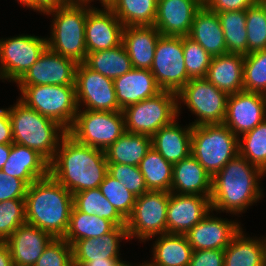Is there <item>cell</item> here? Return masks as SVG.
<instances>
[{"instance_id": "6da1fadb", "label": "cell", "mask_w": 266, "mask_h": 266, "mask_svg": "<svg viewBox=\"0 0 266 266\" xmlns=\"http://www.w3.org/2000/svg\"><path fill=\"white\" fill-rule=\"evenodd\" d=\"M258 167L239 154L212 177L211 208L240 216L247 208L264 197L261 179L265 177Z\"/></svg>"}, {"instance_id": "7a4b0ae2", "label": "cell", "mask_w": 266, "mask_h": 266, "mask_svg": "<svg viewBox=\"0 0 266 266\" xmlns=\"http://www.w3.org/2000/svg\"><path fill=\"white\" fill-rule=\"evenodd\" d=\"M107 173L105 151L79 143L68 133L49 163V174L72 194L98 188Z\"/></svg>"}, {"instance_id": "3957f363", "label": "cell", "mask_w": 266, "mask_h": 266, "mask_svg": "<svg viewBox=\"0 0 266 266\" xmlns=\"http://www.w3.org/2000/svg\"><path fill=\"white\" fill-rule=\"evenodd\" d=\"M73 207V194L50 174L28 186L25 196L26 223L64 238Z\"/></svg>"}, {"instance_id": "277c9868", "label": "cell", "mask_w": 266, "mask_h": 266, "mask_svg": "<svg viewBox=\"0 0 266 266\" xmlns=\"http://www.w3.org/2000/svg\"><path fill=\"white\" fill-rule=\"evenodd\" d=\"M8 113L13 143L36 150L50 163L67 130L56 121L27 107L19 99L10 105Z\"/></svg>"}, {"instance_id": "5b68a950", "label": "cell", "mask_w": 266, "mask_h": 266, "mask_svg": "<svg viewBox=\"0 0 266 266\" xmlns=\"http://www.w3.org/2000/svg\"><path fill=\"white\" fill-rule=\"evenodd\" d=\"M51 16L47 48L52 52L83 63L87 56L85 25L87 0H73L70 4L47 12Z\"/></svg>"}, {"instance_id": "8992f818", "label": "cell", "mask_w": 266, "mask_h": 266, "mask_svg": "<svg viewBox=\"0 0 266 266\" xmlns=\"http://www.w3.org/2000/svg\"><path fill=\"white\" fill-rule=\"evenodd\" d=\"M238 154V137L224 123L192 126L191 155L211 177Z\"/></svg>"}, {"instance_id": "52a82bcc", "label": "cell", "mask_w": 266, "mask_h": 266, "mask_svg": "<svg viewBox=\"0 0 266 266\" xmlns=\"http://www.w3.org/2000/svg\"><path fill=\"white\" fill-rule=\"evenodd\" d=\"M17 87L21 94L18 99L27 107L56 121L67 131L71 128L79 110L75 86L31 85Z\"/></svg>"}, {"instance_id": "ba28073f", "label": "cell", "mask_w": 266, "mask_h": 266, "mask_svg": "<svg viewBox=\"0 0 266 266\" xmlns=\"http://www.w3.org/2000/svg\"><path fill=\"white\" fill-rule=\"evenodd\" d=\"M228 94L219 90L205 77L193 78L177 92L178 117L181 104L196 116L192 126L224 123Z\"/></svg>"}, {"instance_id": "9c48e42d", "label": "cell", "mask_w": 266, "mask_h": 266, "mask_svg": "<svg viewBox=\"0 0 266 266\" xmlns=\"http://www.w3.org/2000/svg\"><path fill=\"white\" fill-rule=\"evenodd\" d=\"M122 111L127 132L152 137L160 128L179 119L177 93L162 91Z\"/></svg>"}, {"instance_id": "30bf717a", "label": "cell", "mask_w": 266, "mask_h": 266, "mask_svg": "<svg viewBox=\"0 0 266 266\" xmlns=\"http://www.w3.org/2000/svg\"><path fill=\"white\" fill-rule=\"evenodd\" d=\"M67 132L79 143L106 151L126 132L123 111L78 110Z\"/></svg>"}, {"instance_id": "8fae6325", "label": "cell", "mask_w": 266, "mask_h": 266, "mask_svg": "<svg viewBox=\"0 0 266 266\" xmlns=\"http://www.w3.org/2000/svg\"><path fill=\"white\" fill-rule=\"evenodd\" d=\"M169 196L170 192L149 190L136 198L133 212L126 220L129 240L146 243L167 233Z\"/></svg>"}, {"instance_id": "7c38bea8", "label": "cell", "mask_w": 266, "mask_h": 266, "mask_svg": "<svg viewBox=\"0 0 266 266\" xmlns=\"http://www.w3.org/2000/svg\"><path fill=\"white\" fill-rule=\"evenodd\" d=\"M47 48V38L19 34L0 39V79L16 83Z\"/></svg>"}, {"instance_id": "4fadbf2b", "label": "cell", "mask_w": 266, "mask_h": 266, "mask_svg": "<svg viewBox=\"0 0 266 266\" xmlns=\"http://www.w3.org/2000/svg\"><path fill=\"white\" fill-rule=\"evenodd\" d=\"M150 71L163 91L177 93L190 81L185 67L181 36L159 37Z\"/></svg>"}, {"instance_id": "5bb4252c", "label": "cell", "mask_w": 266, "mask_h": 266, "mask_svg": "<svg viewBox=\"0 0 266 266\" xmlns=\"http://www.w3.org/2000/svg\"><path fill=\"white\" fill-rule=\"evenodd\" d=\"M75 87L79 110L122 111L116 98L113 79L101 75L84 63L77 65Z\"/></svg>"}, {"instance_id": "9a60e30c", "label": "cell", "mask_w": 266, "mask_h": 266, "mask_svg": "<svg viewBox=\"0 0 266 266\" xmlns=\"http://www.w3.org/2000/svg\"><path fill=\"white\" fill-rule=\"evenodd\" d=\"M87 0L85 43L87 52L111 49L122 44L124 25L114 12L104 3L101 8Z\"/></svg>"}, {"instance_id": "2e32d148", "label": "cell", "mask_w": 266, "mask_h": 266, "mask_svg": "<svg viewBox=\"0 0 266 266\" xmlns=\"http://www.w3.org/2000/svg\"><path fill=\"white\" fill-rule=\"evenodd\" d=\"M78 63L46 48L30 69L15 83L17 86H75Z\"/></svg>"}, {"instance_id": "e0dca14e", "label": "cell", "mask_w": 266, "mask_h": 266, "mask_svg": "<svg viewBox=\"0 0 266 266\" xmlns=\"http://www.w3.org/2000/svg\"><path fill=\"white\" fill-rule=\"evenodd\" d=\"M266 118V95L241 91L228 95L224 124L239 138Z\"/></svg>"}, {"instance_id": "ac0fdd59", "label": "cell", "mask_w": 266, "mask_h": 266, "mask_svg": "<svg viewBox=\"0 0 266 266\" xmlns=\"http://www.w3.org/2000/svg\"><path fill=\"white\" fill-rule=\"evenodd\" d=\"M211 210L185 235L193 250H225L234 236L241 230V222L218 217ZM230 220V221H229Z\"/></svg>"}, {"instance_id": "d6986e66", "label": "cell", "mask_w": 266, "mask_h": 266, "mask_svg": "<svg viewBox=\"0 0 266 266\" xmlns=\"http://www.w3.org/2000/svg\"><path fill=\"white\" fill-rule=\"evenodd\" d=\"M211 210L210 196L170 192L167 207V233L185 235Z\"/></svg>"}, {"instance_id": "ffe728a7", "label": "cell", "mask_w": 266, "mask_h": 266, "mask_svg": "<svg viewBox=\"0 0 266 266\" xmlns=\"http://www.w3.org/2000/svg\"><path fill=\"white\" fill-rule=\"evenodd\" d=\"M203 0H158L154 26L164 36H188Z\"/></svg>"}, {"instance_id": "44dd1931", "label": "cell", "mask_w": 266, "mask_h": 266, "mask_svg": "<svg viewBox=\"0 0 266 266\" xmlns=\"http://www.w3.org/2000/svg\"><path fill=\"white\" fill-rule=\"evenodd\" d=\"M54 237L42 229L24 223L5 241L13 266H34Z\"/></svg>"}, {"instance_id": "7402d4cb", "label": "cell", "mask_w": 266, "mask_h": 266, "mask_svg": "<svg viewBox=\"0 0 266 266\" xmlns=\"http://www.w3.org/2000/svg\"><path fill=\"white\" fill-rule=\"evenodd\" d=\"M129 241L126 227L116 226L111 232L97 238L76 241L72 245L73 265L82 266L88 261L122 259L120 246L122 240Z\"/></svg>"}, {"instance_id": "603a6c76", "label": "cell", "mask_w": 266, "mask_h": 266, "mask_svg": "<svg viewBox=\"0 0 266 266\" xmlns=\"http://www.w3.org/2000/svg\"><path fill=\"white\" fill-rule=\"evenodd\" d=\"M113 81L121 110L163 91L149 69L133 68Z\"/></svg>"}, {"instance_id": "cb8c5ba5", "label": "cell", "mask_w": 266, "mask_h": 266, "mask_svg": "<svg viewBox=\"0 0 266 266\" xmlns=\"http://www.w3.org/2000/svg\"><path fill=\"white\" fill-rule=\"evenodd\" d=\"M1 171L23 180L29 186L49 175V162L36 150L12 143L9 157Z\"/></svg>"}, {"instance_id": "d4e9b609", "label": "cell", "mask_w": 266, "mask_h": 266, "mask_svg": "<svg viewBox=\"0 0 266 266\" xmlns=\"http://www.w3.org/2000/svg\"><path fill=\"white\" fill-rule=\"evenodd\" d=\"M178 121L163 126L151 137V147L172 165L191 155L192 125L181 127Z\"/></svg>"}, {"instance_id": "484cf974", "label": "cell", "mask_w": 266, "mask_h": 266, "mask_svg": "<svg viewBox=\"0 0 266 266\" xmlns=\"http://www.w3.org/2000/svg\"><path fill=\"white\" fill-rule=\"evenodd\" d=\"M177 194L211 196L212 177L192 155L173 165L171 191Z\"/></svg>"}, {"instance_id": "4316f807", "label": "cell", "mask_w": 266, "mask_h": 266, "mask_svg": "<svg viewBox=\"0 0 266 266\" xmlns=\"http://www.w3.org/2000/svg\"><path fill=\"white\" fill-rule=\"evenodd\" d=\"M160 36V32L154 25L124 27L122 43L133 68L150 70Z\"/></svg>"}, {"instance_id": "83f0119b", "label": "cell", "mask_w": 266, "mask_h": 266, "mask_svg": "<svg viewBox=\"0 0 266 266\" xmlns=\"http://www.w3.org/2000/svg\"><path fill=\"white\" fill-rule=\"evenodd\" d=\"M244 55L226 53L211 58L206 79L228 95L243 91Z\"/></svg>"}, {"instance_id": "f1b7e54d", "label": "cell", "mask_w": 266, "mask_h": 266, "mask_svg": "<svg viewBox=\"0 0 266 266\" xmlns=\"http://www.w3.org/2000/svg\"><path fill=\"white\" fill-rule=\"evenodd\" d=\"M188 37L196 41L211 57L227 53L218 14L209 10L204 4L194 16Z\"/></svg>"}, {"instance_id": "f546056e", "label": "cell", "mask_w": 266, "mask_h": 266, "mask_svg": "<svg viewBox=\"0 0 266 266\" xmlns=\"http://www.w3.org/2000/svg\"><path fill=\"white\" fill-rule=\"evenodd\" d=\"M243 230L241 228L224 250V266H266L265 236L251 237Z\"/></svg>"}, {"instance_id": "4dcf8cb0", "label": "cell", "mask_w": 266, "mask_h": 266, "mask_svg": "<svg viewBox=\"0 0 266 266\" xmlns=\"http://www.w3.org/2000/svg\"><path fill=\"white\" fill-rule=\"evenodd\" d=\"M155 237L149 261L153 266H189L193 249L186 235L163 233Z\"/></svg>"}, {"instance_id": "1f68e13d", "label": "cell", "mask_w": 266, "mask_h": 266, "mask_svg": "<svg viewBox=\"0 0 266 266\" xmlns=\"http://www.w3.org/2000/svg\"><path fill=\"white\" fill-rule=\"evenodd\" d=\"M150 148V136L126 131L107 148L105 155L108 164L139 166Z\"/></svg>"}, {"instance_id": "d6a6232c", "label": "cell", "mask_w": 266, "mask_h": 266, "mask_svg": "<svg viewBox=\"0 0 266 266\" xmlns=\"http://www.w3.org/2000/svg\"><path fill=\"white\" fill-rule=\"evenodd\" d=\"M158 0H105L125 27L153 26Z\"/></svg>"}, {"instance_id": "836d02e7", "label": "cell", "mask_w": 266, "mask_h": 266, "mask_svg": "<svg viewBox=\"0 0 266 266\" xmlns=\"http://www.w3.org/2000/svg\"><path fill=\"white\" fill-rule=\"evenodd\" d=\"M83 63L92 70L113 80L133 69L123 43L111 49L87 53Z\"/></svg>"}, {"instance_id": "e575fe53", "label": "cell", "mask_w": 266, "mask_h": 266, "mask_svg": "<svg viewBox=\"0 0 266 266\" xmlns=\"http://www.w3.org/2000/svg\"><path fill=\"white\" fill-rule=\"evenodd\" d=\"M116 226L109 220L99 216L88 215L78 211L74 206L70 214L68 230L64 239L72 246L76 241L97 238L111 232Z\"/></svg>"}, {"instance_id": "d590c367", "label": "cell", "mask_w": 266, "mask_h": 266, "mask_svg": "<svg viewBox=\"0 0 266 266\" xmlns=\"http://www.w3.org/2000/svg\"><path fill=\"white\" fill-rule=\"evenodd\" d=\"M148 190L171 191L173 165L151 147L139 164Z\"/></svg>"}, {"instance_id": "8d00e7d4", "label": "cell", "mask_w": 266, "mask_h": 266, "mask_svg": "<svg viewBox=\"0 0 266 266\" xmlns=\"http://www.w3.org/2000/svg\"><path fill=\"white\" fill-rule=\"evenodd\" d=\"M73 206L88 215L95 214L111 221L115 226L126 227V220L113 205L103 196L100 188L83 190L73 194Z\"/></svg>"}, {"instance_id": "74e56055", "label": "cell", "mask_w": 266, "mask_h": 266, "mask_svg": "<svg viewBox=\"0 0 266 266\" xmlns=\"http://www.w3.org/2000/svg\"><path fill=\"white\" fill-rule=\"evenodd\" d=\"M224 33L227 53L248 54L246 10L217 13Z\"/></svg>"}, {"instance_id": "f35d334b", "label": "cell", "mask_w": 266, "mask_h": 266, "mask_svg": "<svg viewBox=\"0 0 266 266\" xmlns=\"http://www.w3.org/2000/svg\"><path fill=\"white\" fill-rule=\"evenodd\" d=\"M238 146L239 155L266 174V118L253 130L240 136Z\"/></svg>"}, {"instance_id": "ab89813d", "label": "cell", "mask_w": 266, "mask_h": 266, "mask_svg": "<svg viewBox=\"0 0 266 266\" xmlns=\"http://www.w3.org/2000/svg\"><path fill=\"white\" fill-rule=\"evenodd\" d=\"M248 53L266 49V0L246 10Z\"/></svg>"}, {"instance_id": "60d3db41", "label": "cell", "mask_w": 266, "mask_h": 266, "mask_svg": "<svg viewBox=\"0 0 266 266\" xmlns=\"http://www.w3.org/2000/svg\"><path fill=\"white\" fill-rule=\"evenodd\" d=\"M243 91L266 95V49L244 55Z\"/></svg>"}, {"instance_id": "b9f144b4", "label": "cell", "mask_w": 266, "mask_h": 266, "mask_svg": "<svg viewBox=\"0 0 266 266\" xmlns=\"http://www.w3.org/2000/svg\"><path fill=\"white\" fill-rule=\"evenodd\" d=\"M99 188L103 196L127 220L133 212L137 196L128 191L120 181L114 179L108 173L105 175Z\"/></svg>"}, {"instance_id": "7bdbcfd3", "label": "cell", "mask_w": 266, "mask_h": 266, "mask_svg": "<svg viewBox=\"0 0 266 266\" xmlns=\"http://www.w3.org/2000/svg\"><path fill=\"white\" fill-rule=\"evenodd\" d=\"M182 43L188 77L190 79L206 77L211 55L188 36L182 37Z\"/></svg>"}, {"instance_id": "ee69618b", "label": "cell", "mask_w": 266, "mask_h": 266, "mask_svg": "<svg viewBox=\"0 0 266 266\" xmlns=\"http://www.w3.org/2000/svg\"><path fill=\"white\" fill-rule=\"evenodd\" d=\"M24 223H26L25 199L0 202V242H5Z\"/></svg>"}, {"instance_id": "f6af8a7d", "label": "cell", "mask_w": 266, "mask_h": 266, "mask_svg": "<svg viewBox=\"0 0 266 266\" xmlns=\"http://www.w3.org/2000/svg\"><path fill=\"white\" fill-rule=\"evenodd\" d=\"M108 174L137 197L149 191L139 166L108 164Z\"/></svg>"}, {"instance_id": "bcb514c9", "label": "cell", "mask_w": 266, "mask_h": 266, "mask_svg": "<svg viewBox=\"0 0 266 266\" xmlns=\"http://www.w3.org/2000/svg\"><path fill=\"white\" fill-rule=\"evenodd\" d=\"M34 266H74L72 246L64 238H54Z\"/></svg>"}, {"instance_id": "7dc6e473", "label": "cell", "mask_w": 266, "mask_h": 266, "mask_svg": "<svg viewBox=\"0 0 266 266\" xmlns=\"http://www.w3.org/2000/svg\"><path fill=\"white\" fill-rule=\"evenodd\" d=\"M28 185L21 179L0 171V202L9 199H25Z\"/></svg>"}, {"instance_id": "c3c4849f", "label": "cell", "mask_w": 266, "mask_h": 266, "mask_svg": "<svg viewBox=\"0 0 266 266\" xmlns=\"http://www.w3.org/2000/svg\"><path fill=\"white\" fill-rule=\"evenodd\" d=\"M189 266H224V250H193Z\"/></svg>"}, {"instance_id": "681fc988", "label": "cell", "mask_w": 266, "mask_h": 266, "mask_svg": "<svg viewBox=\"0 0 266 266\" xmlns=\"http://www.w3.org/2000/svg\"><path fill=\"white\" fill-rule=\"evenodd\" d=\"M259 0H203V4L211 11L221 13L224 11L247 10Z\"/></svg>"}, {"instance_id": "f907efd6", "label": "cell", "mask_w": 266, "mask_h": 266, "mask_svg": "<svg viewBox=\"0 0 266 266\" xmlns=\"http://www.w3.org/2000/svg\"><path fill=\"white\" fill-rule=\"evenodd\" d=\"M13 133L8 108H0V144H12Z\"/></svg>"}, {"instance_id": "816d5d0a", "label": "cell", "mask_w": 266, "mask_h": 266, "mask_svg": "<svg viewBox=\"0 0 266 266\" xmlns=\"http://www.w3.org/2000/svg\"><path fill=\"white\" fill-rule=\"evenodd\" d=\"M72 1L73 0H34V12L45 15L47 12L66 6Z\"/></svg>"}, {"instance_id": "f5cc1de1", "label": "cell", "mask_w": 266, "mask_h": 266, "mask_svg": "<svg viewBox=\"0 0 266 266\" xmlns=\"http://www.w3.org/2000/svg\"><path fill=\"white\" fill-rule=\"evenodd\" d=\"M0 266H13L11 253L5 242H0Z\"/></svg>"}, {"instance_id": "db71d44e", "label": "cell", "mask_w": 266, "mask_h": 266, "mask_svg": "<svg viewBox=\"0 0 266 266\" xmlns=\"http://www.w3.org/2000/svg\"><path fill=\"white\" fill-rule=\"evenodd\" d=\"M11 151V144H0V171L3 165L7 162Z\"/></svg>"}, {"instance_id": "11a10c76", "label": "cell", "mask_w": 266, "mask_h": 266, "mask_svg": "<svg viewBox=\"0 0 266 266\" xmlns=\"http://www.w3.org/2000/svg\"><path fill=\"white\" fill-rule=\"evenodd\" d=\"M122 259H104L99 261H88L82 266H115L118 261Z\"/></svg>"}, {"instance_id": "9f6ffc18", "label": "cell", "mask_w": 266, "mask_h": 266, "mask_svg": "<svg viewBox=\"0 0 266 266\" xmlns=\"http://www.w3.org/2000/svg\"><path fill=\"white\" fill-rule=\"evenodd\" d=\"M17 3L21 4V6L30 8V10L34 11V0H15Z\"/></svg>"}, {"instance_id": "6f0895ef", "label": "cell", "mask_w": 266, "mask_h": 266, "mask_svg": "<svg viewBox=\"0 0 266 266\" xmlns=\"http://www.w3.org/2000/svg\"><path fill=\"white\" fill-rule=\"evenodd\" d=\"M136 265H137L136 263L133 265V264H131V262H127V261L122 259V260L118 261L115 266H136Z\"/></svg>"}, {"instance_id": "680465c9", "label": "cell", "mask_w": 266, "mask_h": 266, "mask_svg": "<svg viewBox=\"0 0 266 266\" xmlns=\"http://www.w3.org/2000/svg\"><path fill=\"white\" fill-rule=\"evenodd\" d=\"M137 266H153V265L148 260H146L138 264Z\"/></svg>"}]
</instances>
